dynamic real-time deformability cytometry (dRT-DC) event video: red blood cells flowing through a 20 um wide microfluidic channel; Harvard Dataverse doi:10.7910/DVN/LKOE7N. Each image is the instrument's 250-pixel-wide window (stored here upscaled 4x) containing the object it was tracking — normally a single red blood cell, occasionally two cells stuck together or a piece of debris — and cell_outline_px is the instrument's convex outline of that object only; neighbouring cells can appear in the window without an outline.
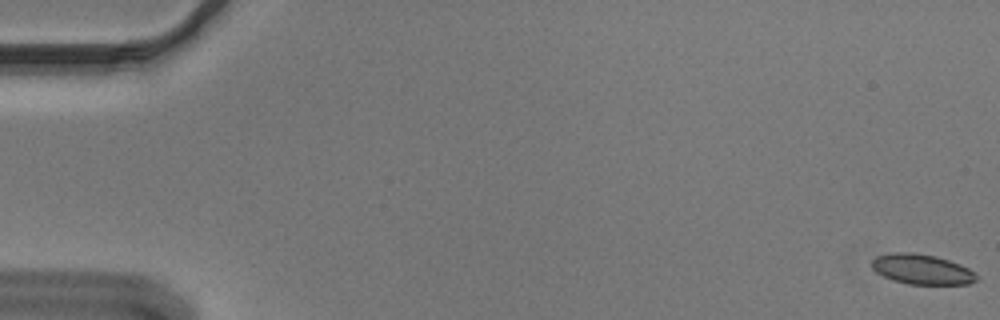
{"species": "Egyptian fruit bat (a non-hibernating species)", "species_latin": "Rousettus aegyptiacus", "temperature_condition": "cold", "stored_images_in_passage": 56, "camera_frame_rate_fps": 3000, "um_per_image_px": 0.085, "animal": {"sex": "male"}, "frame": {"image": 1, "passage_image": 1, "time_ms": 0.0, "image_size_px": [1000, 320], "cell_outline_px": [[976, 280], [968, 284], [908, 284], [892, 280], [876, 272], [872, 268], [872, 260], [876, 256], [896, 252], [912, 252], [936, 256], [960, 264], [976, 272]], "centroid_in_image_um": [78.35, 22.89], "position_along_channel_um": 6.6, "area_um2": 18.32}}
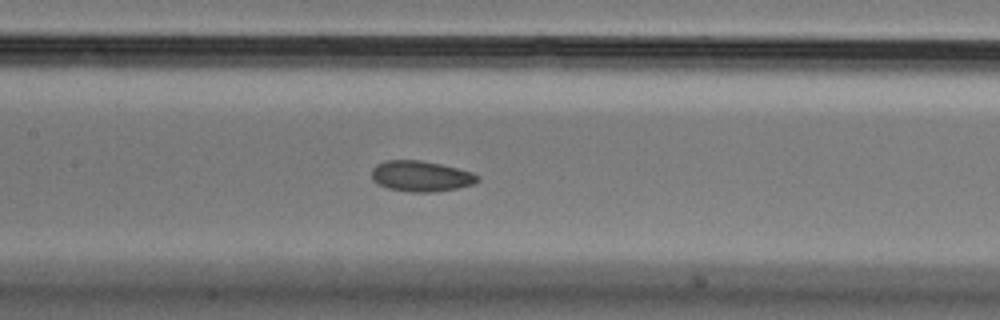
{"frame": {"image": 2, "passage_image": 27, "time_ms": 8.667, "image_size_px": [1000, 320], "cell_outline_px": [[480, 180], [472, 184], [456, 188], [436, 192], [412, 192], [388, 188], [372, 180], [372, 168], [376, 164], [388, 160], [420, 160], [440, 164], [472, 172], [480, 176]], "centroid_in_image_um": [35.78, 14.97], "position_along_channel_um": 171.6, "area_um2": 18.84}}
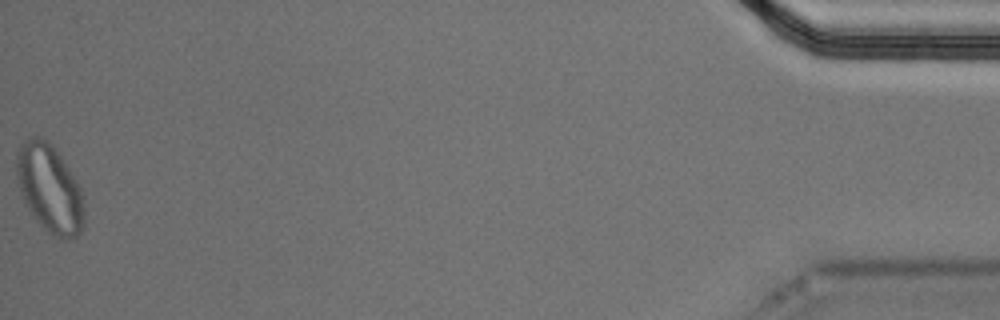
{"frame": {"image": 3, "passage_image": 56, "time_ms": 18.333, "image_size_px": [1000, 320], "cell_outline_px": [[84, 228], [76, 236], [64, 240], [52, 236], [36, 220], [24, 204], [20, 192], [16, 176], [16, 148], [24, 140], [32, 136], [40, 136], [52, 144], [76, 180], [84, 196]], "centroid_in_image_um": [4.2, 16.03], "position_along_channel_um": 431.0, "area_um2": 35.2}, "authors_computed_cell_mechanics": {"area_um2": 19.074, "velocity_mm_per_s": 3.6515, "shape_relaxation_time_tau1_ms": 10.876, "shape_relaxation_time_tau2_ms": 2.8448, "deformation_change_tau1": 0.1376, "deformation_change_tau2": 0.0759}}